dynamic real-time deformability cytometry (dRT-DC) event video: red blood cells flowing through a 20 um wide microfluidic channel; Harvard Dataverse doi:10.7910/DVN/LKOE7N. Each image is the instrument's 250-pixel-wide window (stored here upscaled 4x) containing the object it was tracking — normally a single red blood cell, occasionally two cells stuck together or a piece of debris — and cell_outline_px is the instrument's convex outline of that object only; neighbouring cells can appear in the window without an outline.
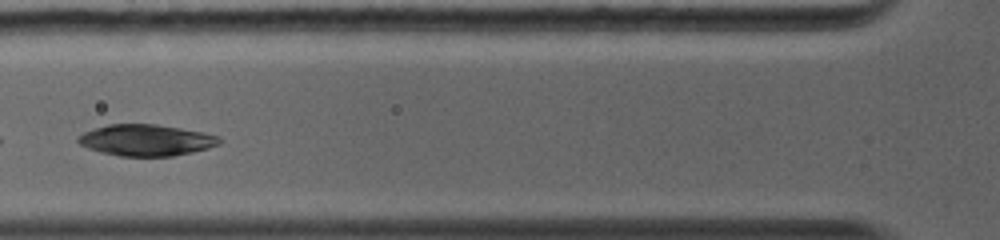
{"species": "common noctule bat (a hibernating species)", "species_latin": "Nyctalus noctula", "temperature_condition": "warm", "stored_images_in_passage": 3, "camera_frame_rate_fps": 5000, "um_per_image_px": 0.085, "animal": {"sex": "female", "body_mass_g": 19.0, "forearm_length_mm": 56.7}, "frame": {"image": 1, "passage_image": 3, "time_ms": 2.4, "image_size_px": [1000, 240], "cell_outline_px": [[220, 140], [216, 144], [208, 148], [192, 152], [172, 156], [120, 156], [100, 152], [88, 148], [80, 144], [76, 140], [84, 132], [108, 124], [156, 124], [180, 128], [220, 136]], "centroid_in_image_um": [12.39, 11.91], "position_along_channel_um": 113.4, "area_um2": 25.49}}